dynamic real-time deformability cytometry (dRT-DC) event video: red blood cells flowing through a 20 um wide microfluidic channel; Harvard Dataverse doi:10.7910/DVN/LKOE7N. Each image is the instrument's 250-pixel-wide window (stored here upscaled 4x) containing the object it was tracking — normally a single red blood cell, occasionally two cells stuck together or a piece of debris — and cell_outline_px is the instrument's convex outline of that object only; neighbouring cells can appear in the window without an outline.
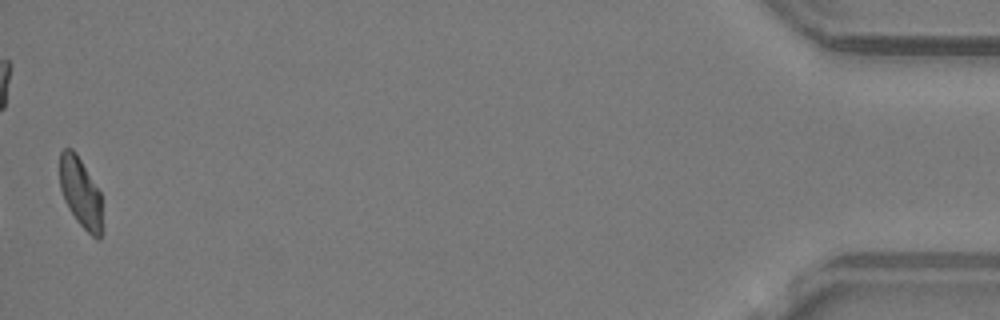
{"species": "common noctule bat (a hibernating species)", "species_latin": "Nyctalus noctula", "temperature_condition": "warm", "stored_images_in_passage": 35, "camera_frame_rate_fps": 3000, "um_per_image_px": 0.085, "animal": {"sex": "male", "body_mass_g": 19.2, "forearm_length_mm": 51.8}, "frame": {"image": 1, "passage_image": 35, "time_ms": 11.333, "image_size_px": [1000, 320], "cell_outline_px": [[100, 240], [96, 240], [76, 220], [68, 208], [64, 200], [60, 188], [60, 152], [64, 148], [72, 148], [76, 152], [100, 192]], "centroid_in_image_um": [6.81, 16.34], "position_along_channel_um": 428.4, "area_um2": 16.99}, "authors_computed_cell_mechanics": {"area_um2": 18.207, "velocity_mm_per_s": 4.2064, "shape_relaxation_time_tau1_ms": 4.5339, "shape_relaxation_time_tau2_ms": 3.2142, "deformation_change_tau1": 0.1416, "deformation_change_tau2": 0.0824}}